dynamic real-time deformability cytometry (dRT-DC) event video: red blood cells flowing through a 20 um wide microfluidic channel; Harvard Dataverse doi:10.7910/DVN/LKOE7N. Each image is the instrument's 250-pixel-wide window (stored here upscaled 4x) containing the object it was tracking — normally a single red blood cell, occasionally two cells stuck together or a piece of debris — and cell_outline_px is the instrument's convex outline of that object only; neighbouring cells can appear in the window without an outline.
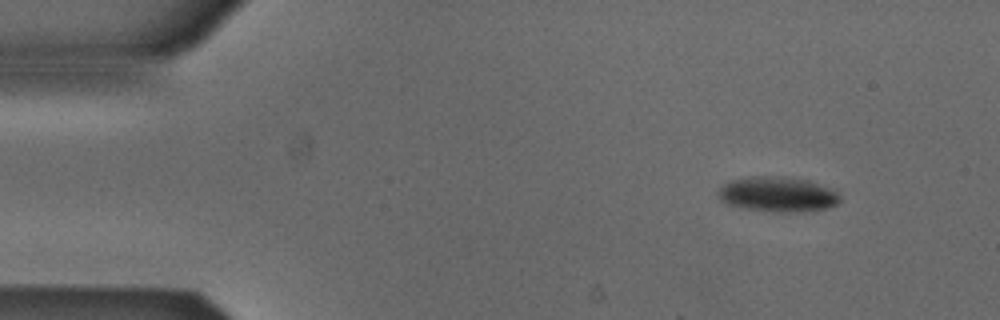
{"species": "Egyptian fruit bat (a non-hibernating species)", "species_latin": "Rousettus aegyptiacus", "temperature_condition": "cold", "stored_images_in_passage": 2, "camera_frame_rate_fps": 3000, "um_per_image_px": 0.085, "animal": {"sex": "male"}, "frame": {"image": 1, "passage_image": 1, "time_ms": 0.0, "image_size_px": [1000, 320], "cell_outline_px": [[840, 200], [836, 204], [824, 208], [744, 208], [724, 204], [720, 200], [716, 192], [728, 180], [752, 176], [764, 176], [804, 180], [816, 184], [836, 192], [840, 196]], "centroid_in_image_um": [65.94, 16.45], "position_along_channel_um": 19.1, "area_um2": 22.95}}